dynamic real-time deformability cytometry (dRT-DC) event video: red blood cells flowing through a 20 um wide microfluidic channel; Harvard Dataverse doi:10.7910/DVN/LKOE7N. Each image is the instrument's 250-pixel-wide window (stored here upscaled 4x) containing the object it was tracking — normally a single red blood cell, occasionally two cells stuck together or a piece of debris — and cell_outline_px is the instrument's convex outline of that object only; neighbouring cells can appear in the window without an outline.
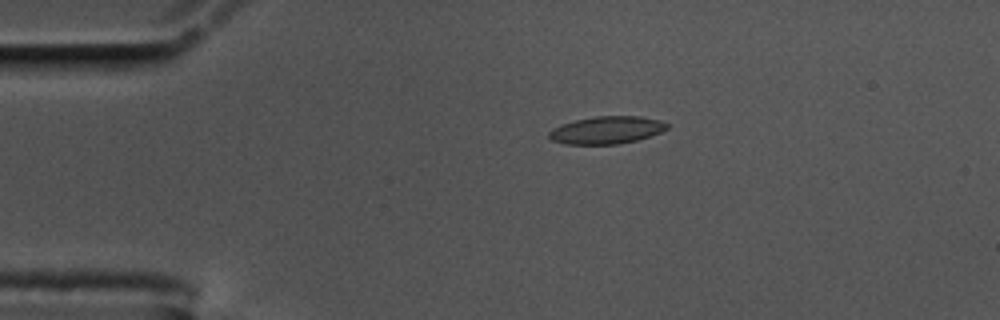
{"species": "common noctule bat (a hibernating species)", "species_latin": "Nyctalus noctula", "temperature_condition": "cold", "stored_images_in_passage": 46, "camera_frame_rate_fps": 3000, "um_per_image_px": 0.085, "animal": {"sex": "male", "body_mass_g": 17.5, "forearm_length_mm": 52.3}, "frame": {"image": 1, "passage_image": 1, "time_ms": 0.0, "image_size_px": [1000, 320], "cell_outline_px": [[668, 128], [660, 132], [636, 140], [616, 144], [564, 144], [552, 140], [548, 136], [548, 132], [552, 128], [560, 124], [576, 120], [596, 116], [640, 116], [660, 120], [668, 124]], "centroid_in_image_um": [51.53, 11.05], "position_along_channel_um": 33.5, "area_um2": 18.84}}
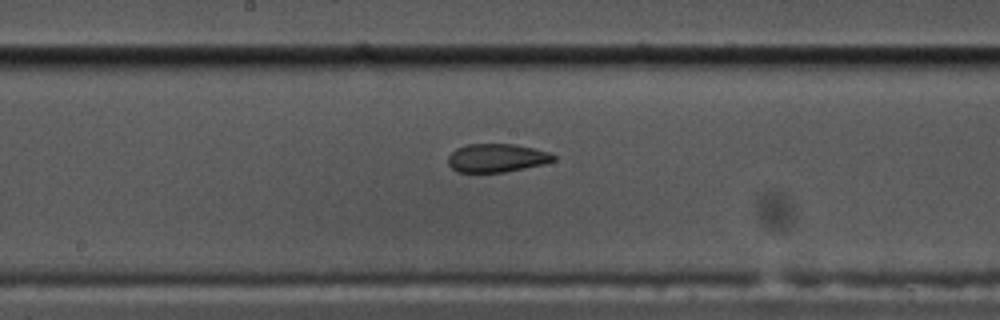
{"frame": {"image": 2, "passage_image": 19, "time_ms": 6.0, "image_size_px": [1000, 320], "cell_outline_px": [[556, 160], [544, 164], [504, 172], [456, 172], [448, 164], [448, 156], [456, 148], [468, 144], [516, 144], [548, 152], [556, 156]], "centroid_in_image_um": [42.21, 13.42], "position_along_channel_um": 206.0, "area_um2": 17.46}}
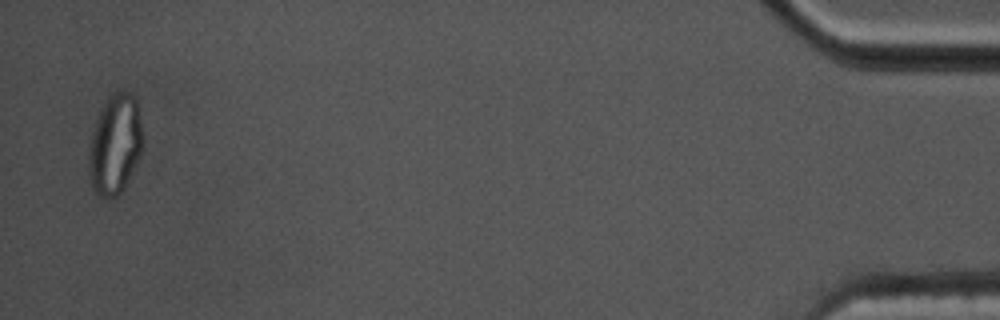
{"frame": {"image": 3, "passage_image": 45, "time_ms": 14.667, "image_size_px": [1000, 320], "cell_outline_px": [[144, 144], [140, 156], [120, 196], [100, 196], [92, 188], [88, 172], [88, 152], [92, 132], [96, 120], [108, 96], [116, 92], [128, 92], [136, 96], [144, 136]], "centroid_in_image_um": [9.8, 12.28], "position_along_channel_um": 425.4, "area_um2": 31.73}, "authors_computed_cell_mechanics": {"area_um2": 19.0162, "velocity_mm_per_s": 3.5475, "shape_relaxation_time_tau1_ms": null, "shape_relaxation_time_tau2_ms": 1.6468, "deformation_change_tau1": null, "deformation_change_tau2": 0.0718}}